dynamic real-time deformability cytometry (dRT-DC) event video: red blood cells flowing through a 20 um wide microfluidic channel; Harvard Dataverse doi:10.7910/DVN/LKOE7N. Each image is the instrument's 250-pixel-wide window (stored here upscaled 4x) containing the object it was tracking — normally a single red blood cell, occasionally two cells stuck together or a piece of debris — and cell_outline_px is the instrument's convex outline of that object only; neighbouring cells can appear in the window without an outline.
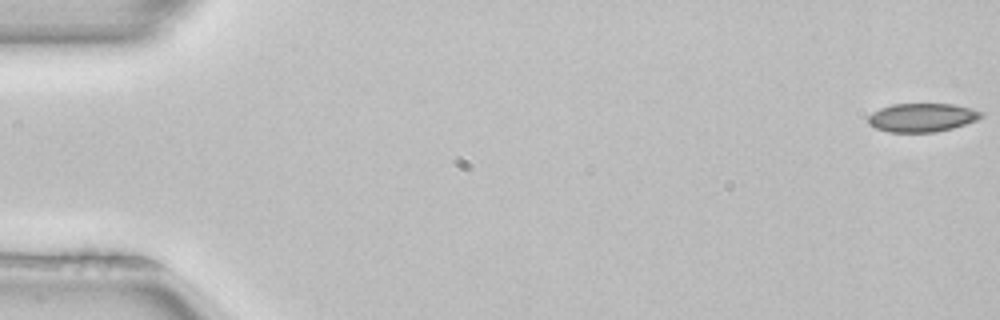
{"species": "common noctule bat (a hibernating species)", "species_latin": "Nyctalus noctula", "temperature_condition": "room temperature", "stored_images_in_passage": 9, "camera_frame_rate_fps": 3000, "um_per_image_px": 0.085, "animal": {"sex": "female", "body_mass_g": 22.7, "forearm_length_mm": 54.2}, "frame": {"image": 1, "passage_image": 1, "time_ms": 0.0, "image_size_px": [1000, 320], "cell_outline_px": [[984, 116], [976, 120], [952, 128], [936, 132], [888, 132], [876, 128], [868, 124], [868, 116], [872, 112], [880, 108], [892, 104], [952, 104], [972, 108], [984, 112]], "centroid_in_image_um": [78.37, 9.98], "position_along_channel_um": 6.6, "area_um2": 18.9}}